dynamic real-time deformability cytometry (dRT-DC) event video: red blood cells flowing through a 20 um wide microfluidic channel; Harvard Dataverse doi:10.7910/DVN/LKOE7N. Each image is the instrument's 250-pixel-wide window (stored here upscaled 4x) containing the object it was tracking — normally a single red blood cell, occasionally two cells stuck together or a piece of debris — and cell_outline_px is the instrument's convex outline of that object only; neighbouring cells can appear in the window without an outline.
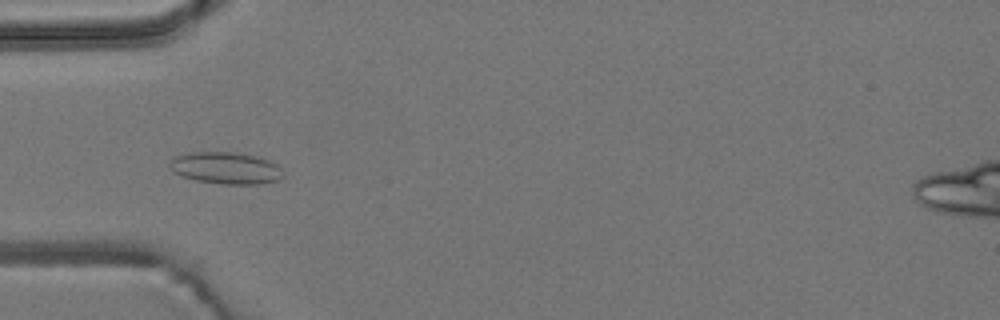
{"species": "common noctule bat (a hibernating species)", "species_latin": "Nyctalus noctula", "temperature_condition": "room temperature", "stored_images_in_passage": 55, "camera_frame_rate_fps": 3000, "um_per_image_px": 0.085, "animal": {"sex": "male", "body_mass_g": 19.2, "forearm_length_mm": 51.8}, "frame": {"image": 1, "passage_image": 18, "time_ms": 5.667, "image_size_px": [1000, 320], "cell_outline_px": [[284, 176], [276, 180], [260, 184], [220, 184], [196, 180], [172, 172], [168, 164], [176, 156], [192, 152], [232, 152], [256, 156], [268, 160], [276, 164], [280, 168]], "centroid_in_image_um": [19.19, 14.28], "position_along_channel_um": 65.8, "area_um2": 20.92}}
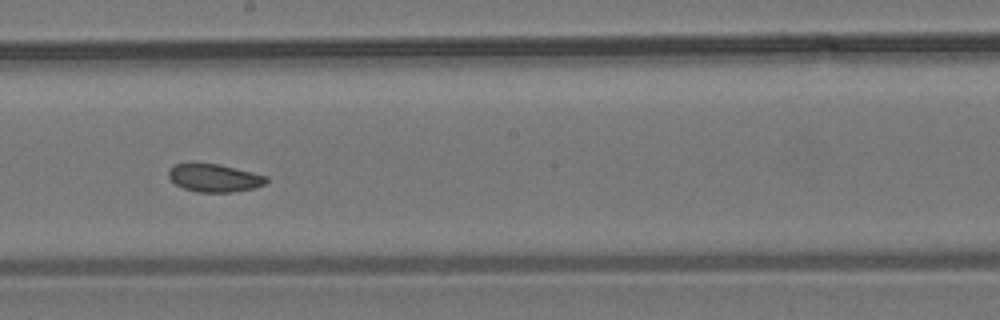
{"frame": {"image": 2, "passage_image": 31, "time_ms": 10.0, "image_size_px": [1000, 320], "cell_outline_px": [[268, 180], [264, 184], [252, 188], [232, 192], [196, 192], [184, 188], [176, 184], [168, 176], [168, 168], [172, 164], [188, 160], [220, 164], [268, 176]], "centroid_in_image_um": [18.13, 15.07], "position_along_channel_um": 230.1, "area_um2": 16.47}}
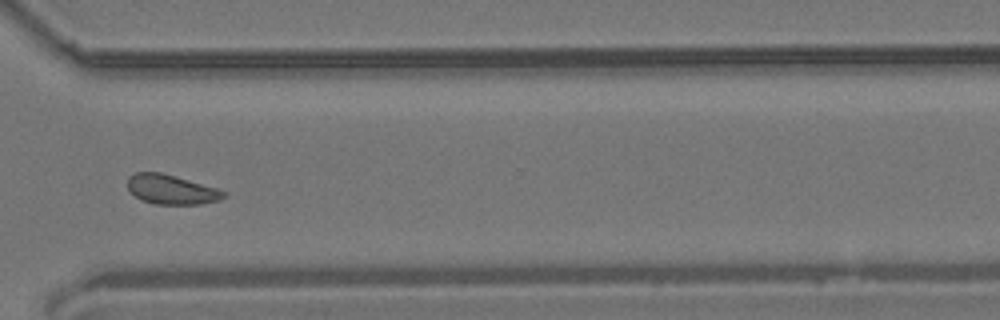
{"frame": {"image": 3, "passage_image": 41, "time_ms": 13.333, "image_size_px": [1000, 320], "cell_outline_px": [[224, 196], [220, 200], [200, 204], [156, 204], [140, 200], [128, 192], [128, 176], [136, 172], [160, 172], [216, 188], [224, 192]], "centroid_in_image_um": [14.49, 16.11], "position_along_channel_um": 356.1, "area_um2": 16.42}, "authors_computed_cell_mechanics": {"area_um2": 16.8776, "velocity_mm_per_s": 3.7916, "shape_relaxation_time_tau1_ms": null, "shape_relaxation_time_tau2_ms": 2.2036, "deformation_change_tau1": null, "deformation_change_tau2": 0.0642}}